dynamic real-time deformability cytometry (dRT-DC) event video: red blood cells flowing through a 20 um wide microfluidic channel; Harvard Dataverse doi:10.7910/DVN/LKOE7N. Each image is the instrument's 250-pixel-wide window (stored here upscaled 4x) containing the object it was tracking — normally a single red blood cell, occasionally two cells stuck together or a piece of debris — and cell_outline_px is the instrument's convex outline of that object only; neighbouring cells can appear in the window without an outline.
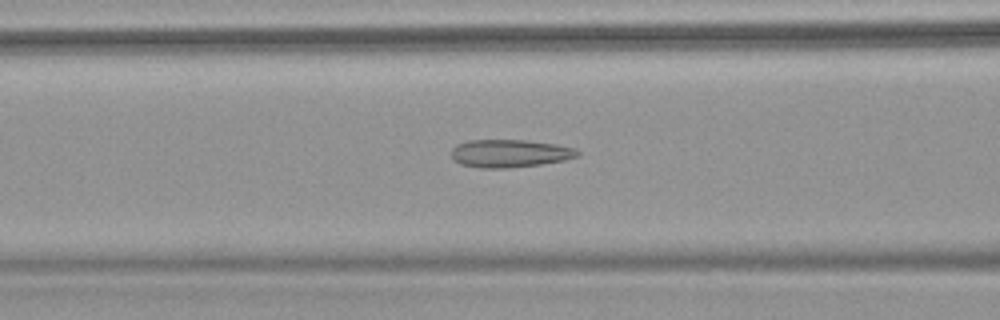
{"species": "common noctule bat (a hibernating species)", "species_latin": "Nyctalus noctula", "temperature_condition": "warm", "stored_images_in_passage": 55, "camera_frame_rate_fps": 3000, "um_per_image_px": 0.085, "animal": {"sex": "female", "body_mass_g": 18.4}, "frame": {"image": 1, "passage_image": 14, "time_ms": 4.333, "image_size_px": [1000, 320], "cell_outline_px": [[580, 152], [576, 156], [564, 160], [540, 164], [508, 168], [480, 168], [460, 164], [452, 156], [452, 148], [456, 144], [468, 140], [528, 140], [556, 144], [576, 148]], "centroid_in_image_um": [43.32, 13.03], "position_along_channel_um": 123.3, "area_um2": 20.46}}
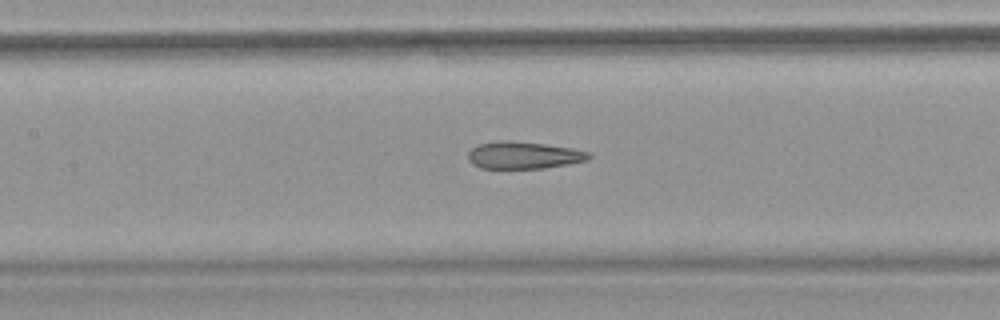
{"frame": {"image": 2, "passage_image": 18, "time_ms": 5.667, "image_size_px": [1000, 320], "cell_outline_px": [[592, 156], [588, 160], [568, 164], [544, 168], [480, 168], [472, 164], [468, 160], [468, 152], [472, 148], [480, 144], [496, 140], [512, 140], [544, 144], [572, 148], [592, 152]], "centroid_in_image_um": [44.52, 13.18], "position_along_channel_um": 162.9, "area_um2": 19.31}}